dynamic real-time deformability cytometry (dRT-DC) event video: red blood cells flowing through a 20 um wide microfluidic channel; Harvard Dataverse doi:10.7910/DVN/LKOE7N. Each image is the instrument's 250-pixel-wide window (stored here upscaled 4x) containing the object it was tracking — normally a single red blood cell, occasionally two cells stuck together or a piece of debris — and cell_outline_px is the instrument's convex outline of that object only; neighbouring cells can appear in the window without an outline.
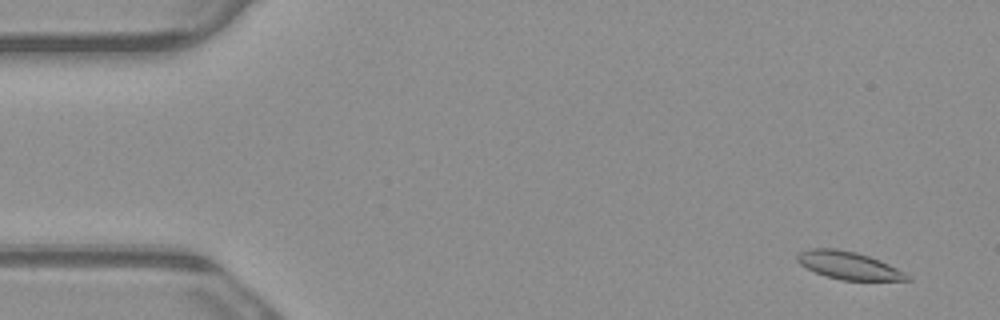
{"species": "common noctule bat (a hibernating species)", "species_latin": "Nyctalus noctula", "temperature_condition": "warm", "stored_images_in_passage": 9, "camera_frame_rate_fps": 3000, "um_per_image_px": 0.085, "animal": {"sex": "male", "body_mass_g": 23.1, "forearm_length_mm": 52.7}, "frame": {"image": 1, "passage_image": 2, "time_ms": 0.333, "image_size_px": [1000, 320], "cell_outline_px": [[912, 280], [840, 280], [824, 276], [800, 264], [796, 260], [796, 256], [800, 252], [808, 248], [836, 248], [856, 252], [880, 260], [912, 276]], "centroid_in_image_um": [72.12, 22.56], "position_along_channel_um": 12.9, "area_um2": 17.74}}
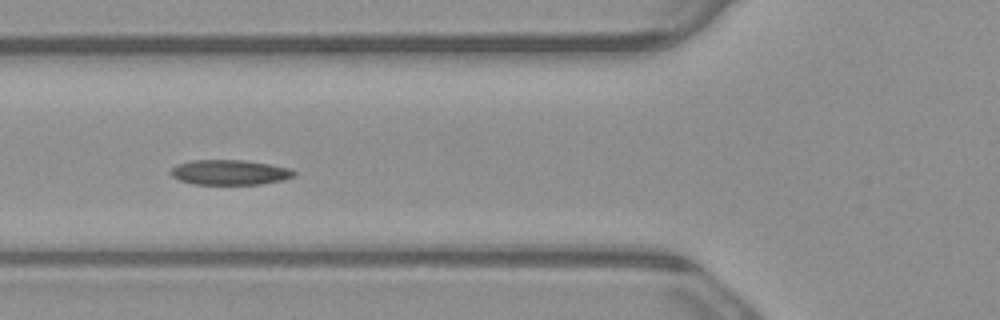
{"frame": {"image": 2, "passage_image": 6, "time_ms": 1.667, "image_size_px": [1000, 320], "cell_outline_px": [[296, 176], [284, 180], [260, 184], [192, 184], [180, 180], [172, 176], [168, 172], [176, 164], [192, 160], [244, 160], [268, 164], [288, 168], [296, 172]], "centroid_in_image_um": [19.51, 14.65], "position_along_channel_um": 106.3, "area_um2": 18.03}}
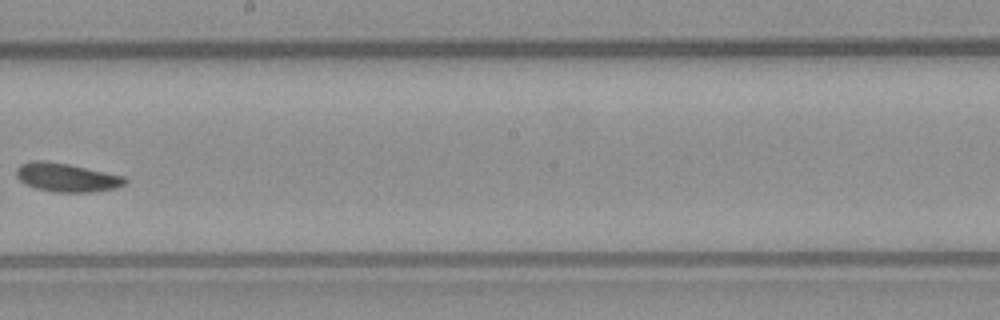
{"frame": {"image": 3, "passage_image": 9, "time_ms": 2.667, "image_size_px": [1000, 320], "cell_outline_px": [[128, 180], [124, 184], [116, 188], [88, 192], [52, 192], [36, 188], [24, 184], [16, 176], [16, 168], [20, 164], [32, 160], [44, 160], [68, 164], [124, 176]], "centroid_in_image_um": [5.62, 15.08], "position_along_channel_um": 242.6, "area_um2": 18.15}}